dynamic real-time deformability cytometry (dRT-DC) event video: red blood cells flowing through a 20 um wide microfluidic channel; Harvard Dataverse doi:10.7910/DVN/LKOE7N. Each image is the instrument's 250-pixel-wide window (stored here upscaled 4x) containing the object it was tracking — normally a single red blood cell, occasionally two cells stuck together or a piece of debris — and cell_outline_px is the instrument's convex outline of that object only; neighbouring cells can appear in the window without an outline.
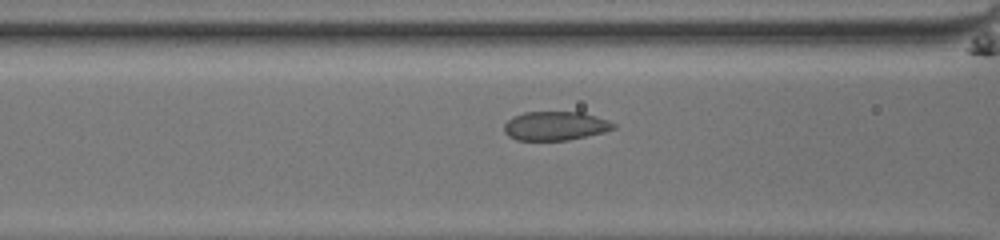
{"species": "common noctule bat (a hibernating species)", "species_latin": "Nyctalus noctula", "temperature_condition": "room temperature", "stored_images_in_passage": 42, "camera_frame_rate_fps": 3000, "um_per_image_px": 0.085, "animal": {"sex": "male", "body_mass_g": 13.0, "forearm_length_mm": 53.1}, "frame": {"image": 1, "passage_image": 16, "time_ms": 5.0, "image_size_px": [1000, 240], "cell_outline_px": [[616, 128], [604, 132], [568, 140], [516, 140], [508, 136], [504, 132], [504, 124], [512, 116], [524, 112], [584, 112], [608, 120], [616, 124]], "centroid_in_image_um": [47.2, 10.7], "position_along_channel_um": 119.4, "area_um2": 18.55}}
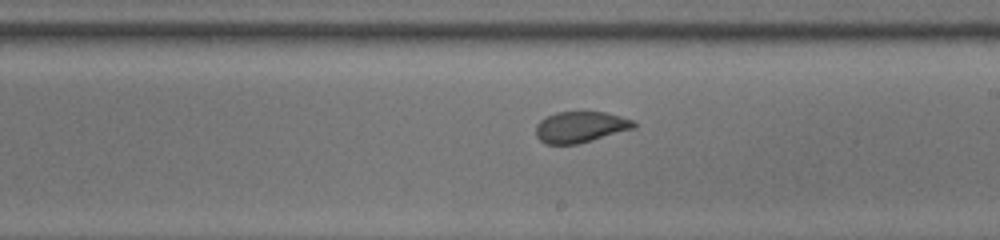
{"frame": {"image": 2, "passage_image": 25, "time_ms": 8.0, "image_size_px": [1000, 240], "cell_outline_px": [[636, 128], [592, 140], [576, 144], [544, 144], [536, 136], [536, 124], [540, 120], [556, 112], [604, 112], [620, 116], [632, 120], [636, 124]], "centroid_in_image_um": [49.32, 10.8], "position_along_channel_um": 239.7, "area_um2": 17.69}}
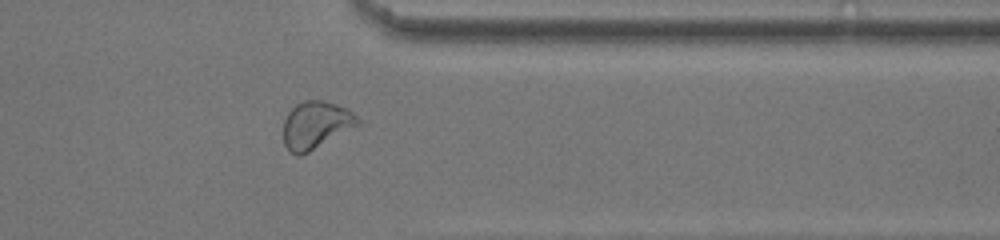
{"frame": {"image": 3, "passage_image": 36, "time_ms": 11.667, "image_size_px": [1000, 240], "cell_outline_px": [[360, 124], [308, 152], [300, 156], [296, 156], [288, 152], [284, 144], [284, 120], [288, 112], [296, 104], [304, 100], [324, 100], [348, 108], [360, 120]], "centroid_in_image_um": [26.83, 10.62], "position_along_channel_um": 384.6, "area_um2": 20.58}}